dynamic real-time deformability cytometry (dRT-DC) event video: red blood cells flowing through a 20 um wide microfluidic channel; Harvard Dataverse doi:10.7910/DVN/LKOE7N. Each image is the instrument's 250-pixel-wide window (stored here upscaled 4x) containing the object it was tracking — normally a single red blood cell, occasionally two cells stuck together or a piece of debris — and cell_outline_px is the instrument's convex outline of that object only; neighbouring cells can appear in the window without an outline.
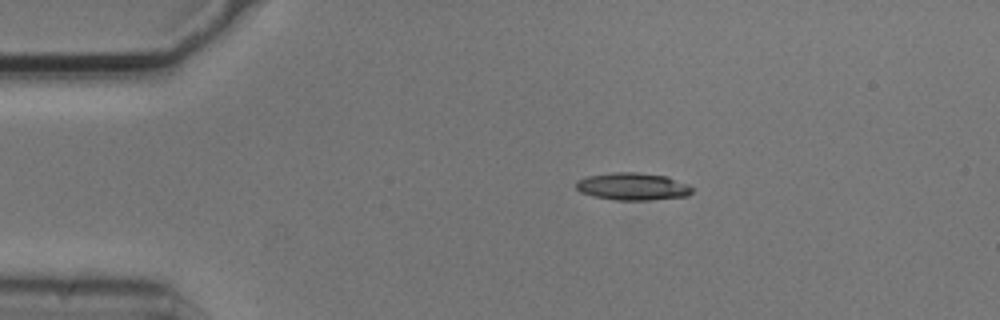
{"species": "common noctule bat (a hibernating species)", "species_latin": "Nyctalus noctula", "temperature_condition": "cold", "stored_images_in_passage": 4, "camera_frame_rate_fps": 3000, "um_per_image_px": 0.085, "animal": {"sex": "male", "body_mass_g": 20.5, "forearm_length_mm": 52.5}, "frame": {"image": 1, "passage_image": 1, "time_ms": 0.0, "image_size_px": [1000, 320], "cell_outline_px": [[692, 192], [688, 196], [648, 200], [616, 200], [592, 196], [580, 192], [576, 188], [576, 180], [588, 176], [612, 172], [640, 172], [668, 176], [688, 184], [692, 188]], "centroid_in_image_um": [53.78, 15.84], "position_along_channel_um": 31.2, "area_um2": 18.73}}
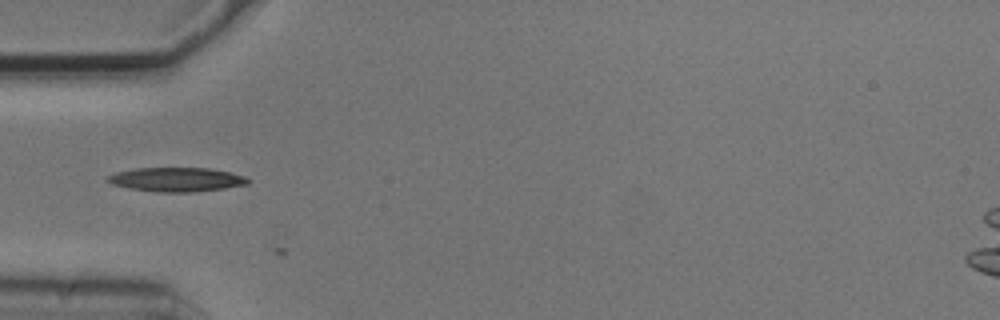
{"frame": {"image": 2, "passage_image": 3, "time_ms": 0.667, "image_size_px": [1000, 320], "cell_outline_px": [[252, 180], [248, 184], [224, 188], [196, 192], [156, 192], [128, 188], [112, 184], [108, 180], [108, 176], [116, 172], [136, 168], [208, 168], [228, 172], [244, 176]], "centroid_in_image_um": [15.02, 15.26], "position_along_channel_um": 70.0, "area_um2": 19.65}}